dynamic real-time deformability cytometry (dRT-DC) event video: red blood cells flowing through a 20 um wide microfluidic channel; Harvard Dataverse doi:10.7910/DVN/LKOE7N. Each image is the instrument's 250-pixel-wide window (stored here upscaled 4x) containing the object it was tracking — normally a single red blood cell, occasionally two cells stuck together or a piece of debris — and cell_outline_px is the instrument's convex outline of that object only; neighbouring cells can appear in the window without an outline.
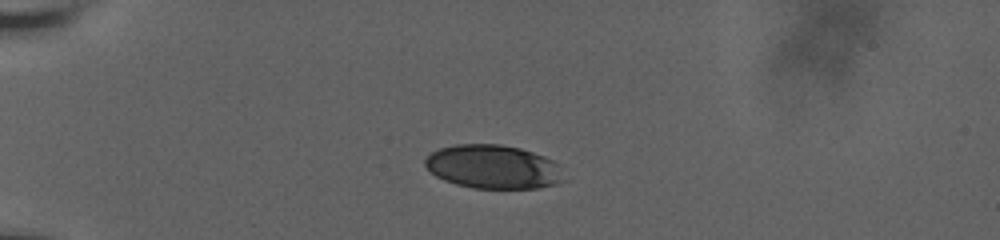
{"species": "human", "species_latin": "Homo sapiens", "temperature_condition": "room temperature", "stored_images_in_passage": 44, "camera_frame_rate_fps": 3000, "um_per_image_px": 0.085, "donor": {"sex": "male"}, "frame": {"image": 1, "passage_image": 1, "time_ms": 0.0, "image_size_px": [1000, 240], "cell_outline_px": [[560, 180], [556, 184], [540, 188], [472, 188], [456, 184], [444, 180], [436, 176], [424, 164], [424, 160], [432, 152], [440, 148], [456, 144], [500, 144], [520, 148], [544, 156], [552, 160], [556, 164]], "centroid_in_image_um": [41.85, 14.17], "position_along_channel_um": 43.2, "area_um2": 34.85}}
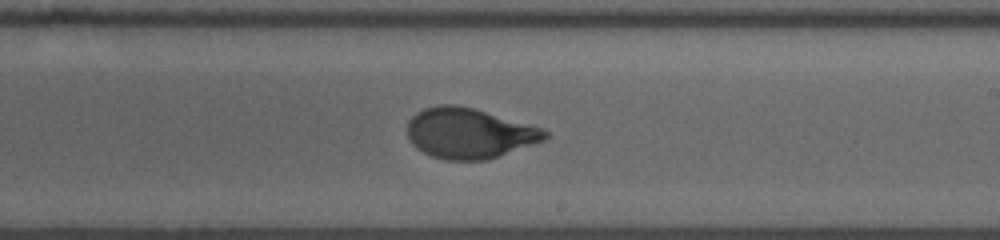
{"frame": {"image": 2, "passage_image": 17, "time_ms": 7.0, "image_size_px": [1000, 240], "cell_outline_px": [[548, 136], [544, 140], [488, 160], [448, 160], [432, 156], [416, 148], [412, 144], [408, 136], [408, 120], [416, 112], [424, 108], [440, 104], [456, 104], [472, 108], [544, 128], [548, 132]], "centroid_in_image_um": [39.87, 11.32], "position_along_channel_um": 249.1, "area_um2": 40.29}}
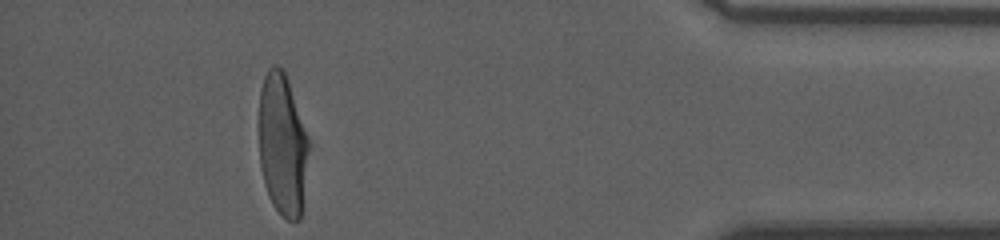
{"frame": {"image": 3, "passage_image": 37, "time_ms": 12.667, "image_size_px": [1000, 240], "cell_outline_px": [[308, 148], [300, 220], [288, 220], [272, 204], [268, 196], [264, 184], [260, 168], [260, 88], [264, 76], [268, 68], [272, 64], [276, 64], [284, 68], [308, 140]], "centroid_in_image_um": [23.98, 12.25], "position_along_channel_um": 411.2, "area_um2": 40.52}, "authors_computed_cell_mechanics": {"area_um2": 40.4889, "velocity_mm_per_s": 3.6379, "shape_relaxation_time_tau1_ms": 4.7667, "shape_relaxation_time_tau2_ms": null, "deformation_change_tau1": 0.1945, "deformation_change_tau2": null}}